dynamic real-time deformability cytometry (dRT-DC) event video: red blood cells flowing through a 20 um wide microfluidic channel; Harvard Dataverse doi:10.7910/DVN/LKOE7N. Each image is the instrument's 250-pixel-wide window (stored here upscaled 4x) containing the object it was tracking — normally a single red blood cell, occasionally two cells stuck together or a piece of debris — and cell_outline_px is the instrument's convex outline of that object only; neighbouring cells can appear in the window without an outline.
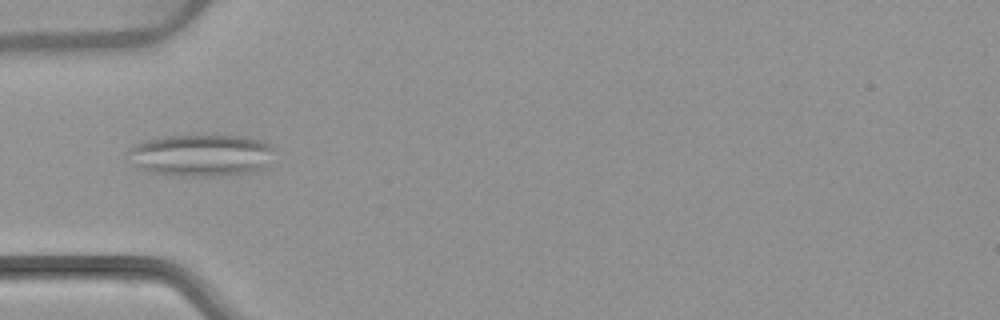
{"species": "common noctule bat (a hibernating species)", "species_latin": "Nyctalus noctula", "temperature_condition": "warm", "stored_images_in_passage": 6, "camera_frame_rate_fps": 3000, "um_per_image_px": 0.085, "animal": {"sex": "female", "body_mass_g": 22.7, "forearm_length_mm": 54.2}, "frame": {"image": 1, "passage_image": 3, "time_ms": 3.667, "image_size_px": [1000, 320], "cell_outline_px": [[276, 148], [264, 168], [256, 172], [224, 176], [172, 176], [148, 172], [136, 168], [132, 164], [128, 152], [128, 148], [144, 140], [164, 136], [244, 136], [264, 140], [272, 144]], "centroid_in_image_um": [17.11, 13.21], "position_along_channel_um": 67.9, "area_um2": 36.59}}
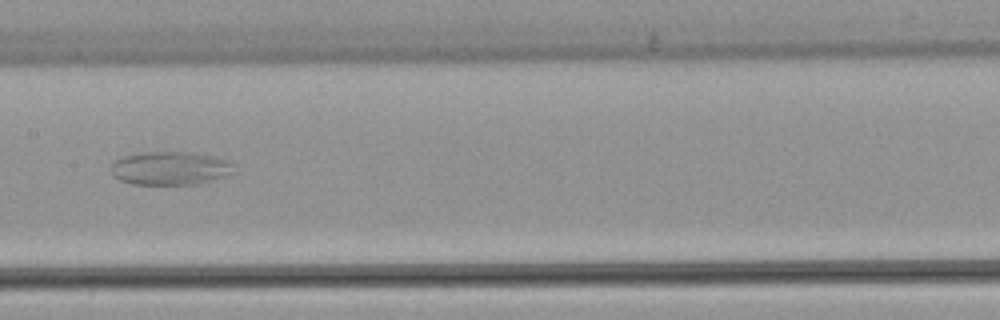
{"frame": {"image": 2, "passage_image": 6, "time_ms": 7.0, "image_size_px": [1000, 320], "cell_outline_px": [[236, 164], [232, 172], [224, 176], [200, 184], [132, 184], [120, 180], [112, 176], [112, 164], [120, 156], [136, 152], [192, 152], [216, 156], [232, 160]], "centroid_in_image_um": [14.49, 14.28], "position_along_channel_um": 192.9, "area_um2": 24.39}}